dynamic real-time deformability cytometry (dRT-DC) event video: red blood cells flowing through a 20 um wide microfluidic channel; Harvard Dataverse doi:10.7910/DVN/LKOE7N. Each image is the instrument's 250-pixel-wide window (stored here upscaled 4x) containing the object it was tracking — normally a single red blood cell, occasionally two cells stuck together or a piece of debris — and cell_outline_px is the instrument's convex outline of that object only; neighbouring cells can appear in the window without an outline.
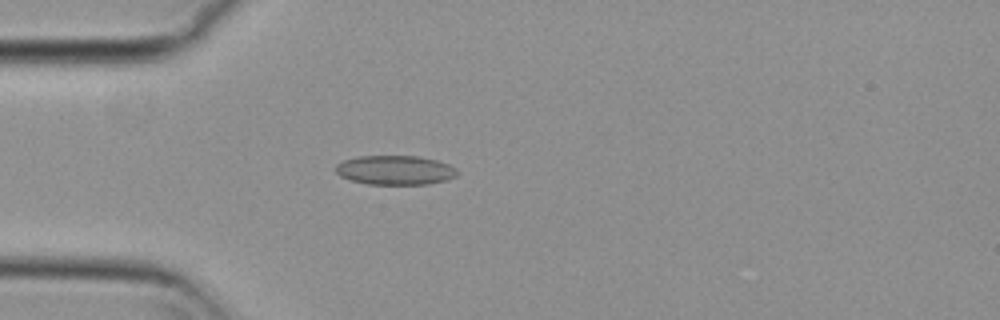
{"species": "common noctule bat (a hibernating species)", "species_latin": "Nyctalus noctula", "temperature_condition": "cold", "stored_images_in_passage": 41, "camera_frame_rate_fps": 3000, "um_per_image_px": 0.085, "animal": {"sex": "female", "body_mass_g": 29.2, "forearm_length_mm": 56.3}, "frame": {"image": 1, "passage_image": 1, "time_ms": 0.0, "image_size_px": [1000, 320], "cell_outline_px": [[456, 176], [444, 180], [428, 184], [368, 184], [352, 180], [340, 176], [336, 172], [336, 164], [344, 160], [356, 156], [416, 156], [436, 160], [448, 164], [456, 168]], "centroid_in_image_um": [33.56, 14.45], "position_along_channel_um": 51.4, "area_um2": 20.58}}
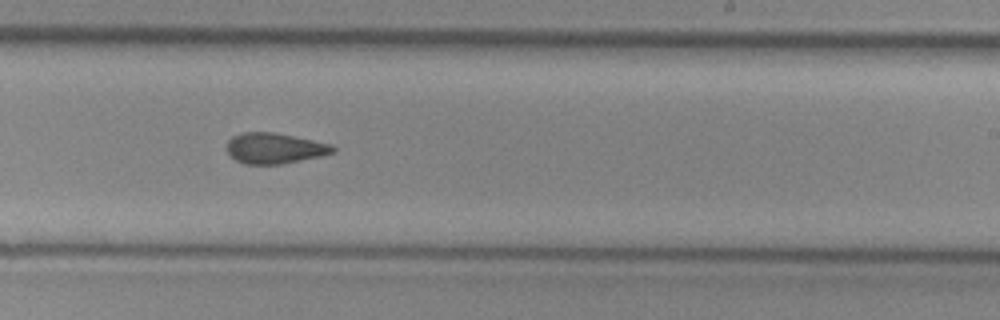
{"frame": {"image": 2, "passage_image": 19, "time_ms": 6.0, "image_size_px": [1000, 320], "cell_outline_px": [[336, 152], [320, 156], [280, 164], [244, 164], [236, 160], [228, 152], [228, 140], [232, 136], [244, 132], [272, 132], [332, 144], [336, 148]], "centroid_in_image_um": [23.35, 12.6], "position_along_channel_um": 265.6, "area_um2": 18.73}}
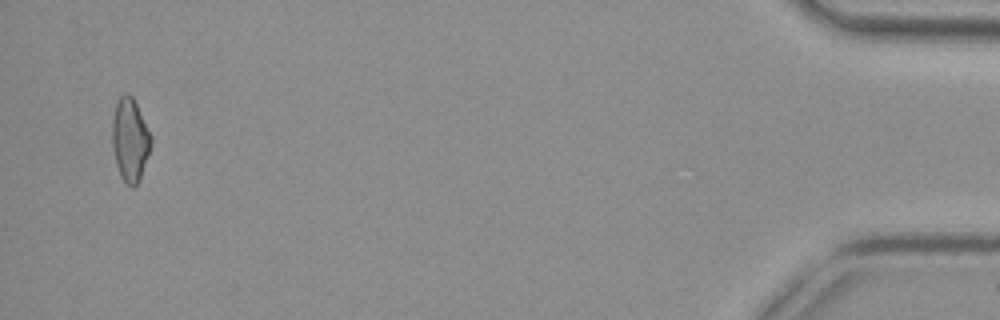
{"frame": {"image": 3, "passage_image": 39, "time_ms": 12.667, "image_size_px": [1000, 320], "cell_outline_px": [[152, 140], [140, 180], [132, 188], [120, 176], [116, 164], [112, 144], [112, 116], [116, 104], [120, 96], [124, 92], [128, 92], [132, 96], [152, 136]], "centroid_in_image_um": [11.04, 11.86], "position_along_channel_um": 424.2, "area_um2": 18.73}, "authors_computed_cell_mechanics": {"area_um2": 19.074, "velocity_mm_per_s": 3.7323, "shape_relaxation_time_tau1_ms": null, "shape_relaxation_time_tau2_ms": 5.6989, "deformation_change_tau1": null, "deformation_change_tau2": 0.1093}}